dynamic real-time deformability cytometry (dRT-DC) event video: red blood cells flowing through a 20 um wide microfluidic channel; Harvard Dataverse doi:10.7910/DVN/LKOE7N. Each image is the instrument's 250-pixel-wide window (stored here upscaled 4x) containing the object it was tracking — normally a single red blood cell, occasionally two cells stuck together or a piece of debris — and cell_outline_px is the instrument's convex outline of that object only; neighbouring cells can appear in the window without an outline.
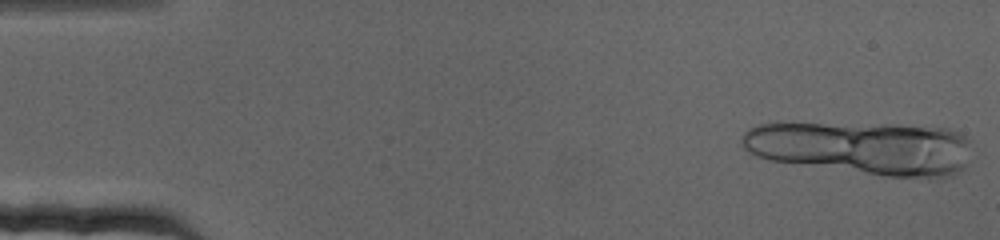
{"species": "human", "species_latin": "Homo sapiens", "temperature_condition": "cold", "stored_images_in_passage": 16, "camera_frame_rate_fps": 3000, "um_per_image_px": 0.085, "donor": {"sex": "female"}, "frame": {"image": 1, "passage_image": 1, "time_ms": 0.0, "image_size_px": [1000, 240], "cell_outline_px": [[972, 140], [968, 164], [956, 176], [940, 180], [928, 180], [884, 176], [768, 160], [756, 156], [744, 148], [740, 140], [744, 132], [748, 128], [756, 124], [896, 124], [948, 128], [960, 132]], "centroid_in_image_um": [73.46, 12.6], "position_along_channel_um": 11.5, "area_um2": 72.94}}